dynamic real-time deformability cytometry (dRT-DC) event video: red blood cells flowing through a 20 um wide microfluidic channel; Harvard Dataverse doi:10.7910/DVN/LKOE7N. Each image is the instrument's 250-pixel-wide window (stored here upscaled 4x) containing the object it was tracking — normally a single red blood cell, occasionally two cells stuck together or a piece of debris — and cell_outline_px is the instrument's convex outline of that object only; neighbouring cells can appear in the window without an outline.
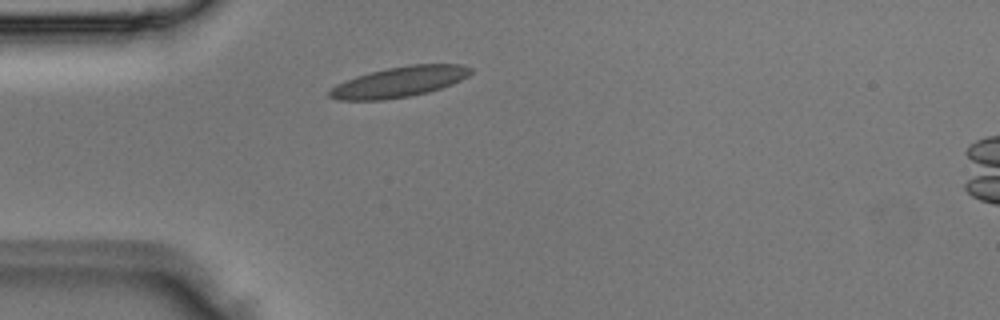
{"species": "Egyptian fruit bat (a non-hibernating species)", "species_latin": "Rousettus aegyptiacus", "temperature_condition": "room temperature", "stored_images_in_passage": 5, "camera_frame_rate_fps": 3000, "um_per_image_px": 0.085, "animal": {"sex": "male"}, "frame": {"image": 1, "passage_image": 5, "time_ms": 1.333, "image_size_px": [1000, 320], "cell_outline_px": [[472, 72], [468, 76], [452, 84], [428, 92], [408, 96], [384, 100], [340, 100], [328, 96], [328, 92], [336, 84], [356, 76], [388, 68], [412, 64], [460, 64], [472, 68]], "centroid_in_image_um": [33.95, 6.96], "position_along_channel_um": 51.1, "area_um2": 24.85}}